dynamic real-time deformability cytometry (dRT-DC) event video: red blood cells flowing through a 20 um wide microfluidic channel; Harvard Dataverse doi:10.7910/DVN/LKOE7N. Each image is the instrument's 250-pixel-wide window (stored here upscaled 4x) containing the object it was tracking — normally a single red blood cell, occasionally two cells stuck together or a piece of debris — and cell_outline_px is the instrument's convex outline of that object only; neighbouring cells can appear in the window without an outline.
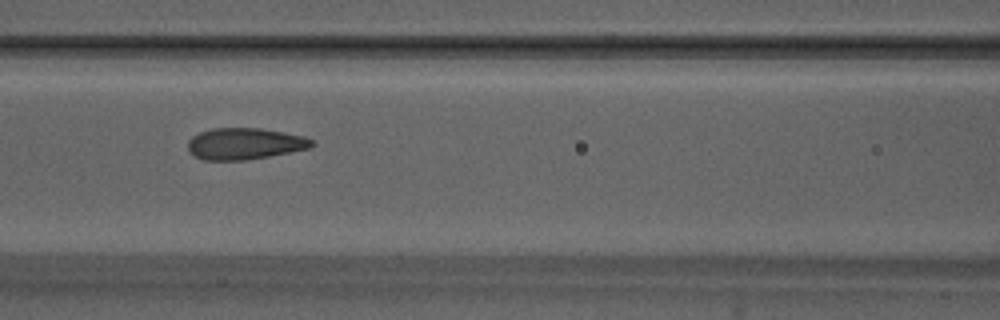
{"species": "Egyptian fruit bat (a non-hibernating species)", "species_latin": "Rousettus aegyptiacus", "temperature_condition": "warm", "stored_images_in_passage": 38, "camera_frame_rate_fps": 3000, "um_per_image_px": 0.085, "animal": {"sex": "male"}, "frame": {"image": 1, "passage_image": 15, "time_ms": 4.667, "image_size_px": [1000, 320], "cell_outline_px": [[316, 144], [312, 148], [268, 156], [244, 160], [204, 160], [196, 156], [188, 148], [188, 140], [192, 136], [200, 132], [212, 128], [260, 128], [304, 136], [312, 140]], "centroid_in_image_um": [20.82, 12.21], "position_along_channel_um": 145.8, "area_um2": 22.66}}
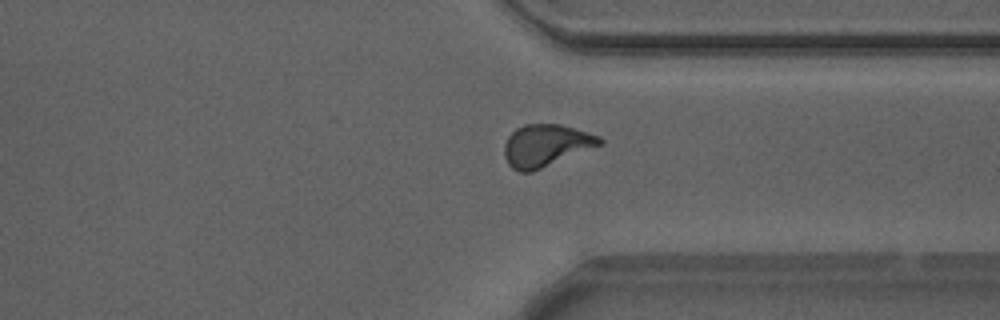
{"frame": {"image": 2, "passage_image": 32, "time_ms": 10.333, "image_size_px": [1000, 320], "cell_outline_px": [[604, 144], [532, 172], [520, 172], [512, 168], [508, 164], [504, 156], [504, 144], [508, 136], [516, 128], [524, 124], [560, 124], [588, 132], [600, 136], [604, 140]], "centroid_in_image_um": [46.41, 12.37], "position_along_channel_um": 365.0, "area_um2": 23.64}}
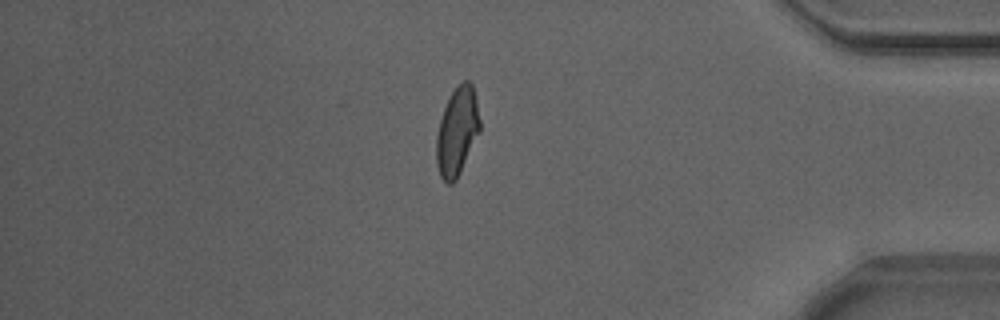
{"frame": {"image": 3, "passage_image": 37, "time_ms": 12.0, "image_size_px": [1000, 320], "cell_outline_px": [[480, 132], [456, 180], [452, 184], [448, 184], [440, 176], [436, 164], [436, 136], [440, 120], [444, 108], [456, 84], [464, 80], [468, 80], [472, 84], [476, 100], [480, 120]], "centroid_in_image_um": [38.85, 11.17], "position_along_channel_um": 396.3, "area_um2": 22.37}}